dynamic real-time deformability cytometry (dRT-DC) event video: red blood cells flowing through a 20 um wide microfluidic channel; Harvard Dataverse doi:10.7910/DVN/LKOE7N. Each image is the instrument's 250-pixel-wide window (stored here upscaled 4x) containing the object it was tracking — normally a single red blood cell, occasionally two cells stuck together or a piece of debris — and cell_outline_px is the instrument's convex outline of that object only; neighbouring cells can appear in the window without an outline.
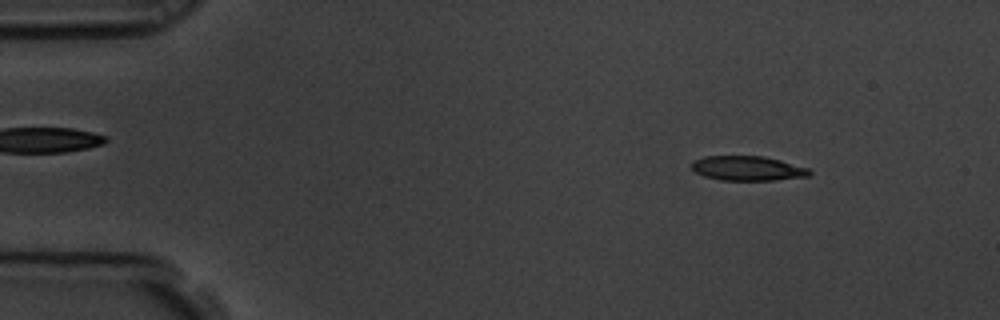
{"species": "common noctule bat (a hibernating species)", "species_latin": "Nyctalus noctula", "temperature_condition": "room temperature", "stored_images_in_passage": 6, "camera_frame_rate_fps": 3000, "um_per_image_px": 0.085, "animal": {"sex": "male", "body_mass_g": 19.5, "forearm_length_mm": 54.6}, "frame": {"image": 1, "passage_image": 2, "time_ms": 0.333, "image_size_px": [1000, 320], "cell_outline_px": [[812, 172], [808, 176], [776, 180], [720, 180], [704, 176], [696, 172], [692, 168], [692, 160], [704, 156], [764, 156], [780, 160], [808, 168]], "centroid_in_image_um": [63.53, 14.3], "position_along_channel_um": 21.5, "area_um2": 16.88}}
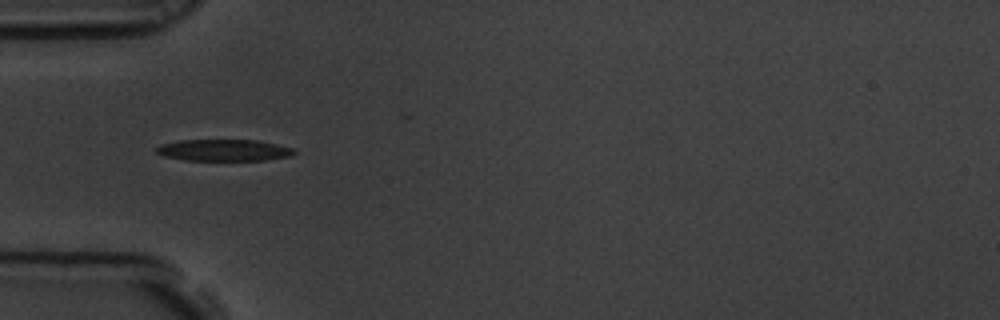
{"frame": {"image": 2, "passage_image": 5, "time_ms": 1.333, "image_size_px": [1000, 320], "cell_outline_px": [[296, 152], [292, 156], [268, 160], [184, 160], [164, 156], [156, 152], [156, 148], [160, 144], [180, 140], [260, 140], [292, 148]], "centroid_in_image_um": [19.04, 12.76], "position_along_channel_um": 66.0, "area_um2": 17.4}}
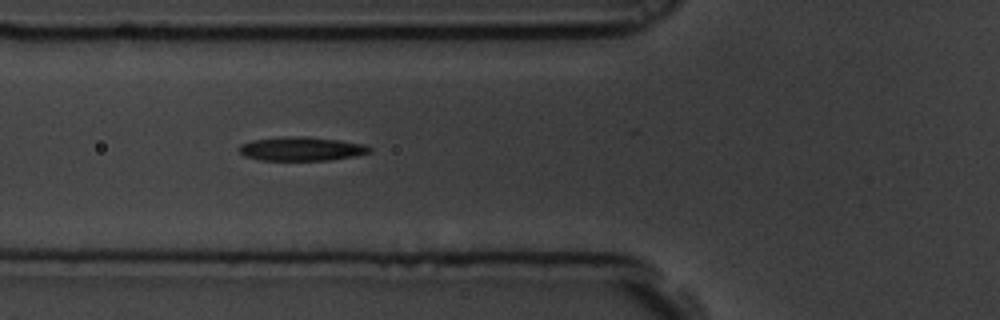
{"frame": {"image": 3, "passage_image": 6, "time_ms": 1.667, "image_size_px": [1000, 320], "cell_outline_px": [[372, 152], [356, 156], [328, 160], [260, 160], [244, 156], [240, 152], [240, 144], [252, 140], [284, 136], [308, 136], [340, 140], [364, 144], [372, 148]], "centroid_in_image_um": [25.65, 12.64], "position_along_channel_um": 100.1, "area_um2": 18.32}}